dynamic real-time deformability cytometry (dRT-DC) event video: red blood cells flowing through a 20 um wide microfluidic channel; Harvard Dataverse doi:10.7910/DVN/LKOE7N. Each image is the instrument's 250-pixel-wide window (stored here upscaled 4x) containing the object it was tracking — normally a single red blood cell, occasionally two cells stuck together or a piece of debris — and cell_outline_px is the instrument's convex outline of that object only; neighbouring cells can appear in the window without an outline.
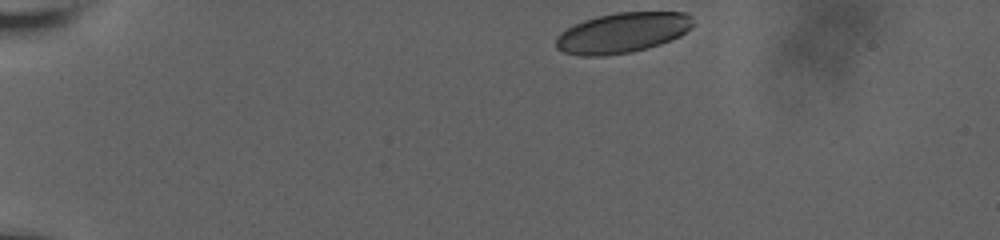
{"species": "human", "species_latin": "Homo sapiens", "temperature_condition": "room temperature", "stored_images_in_passage": 39, "camera_frame_rate_fps": 3000, "um_per_image_px": 0.085, "donor": {"sex": "male"}, "frame": {"image": 1, "passage_image": 1, "time_ms": 0.0, "image_size_px": [1000, 240], "cell_outline_px": [[692, 24], [680, 36], [660, 44], [632, 52], [604, 56], [580, 56], [564, 52], [556, 48], [556, 36], [560, 32], [584, 20], [596, 16], [616, 12], [684, 12], [692, 16]], "centroid_in_image_um": [52.87, 2.79], "position_along_channel_um": 32.1, "area_um2": 32.08}}
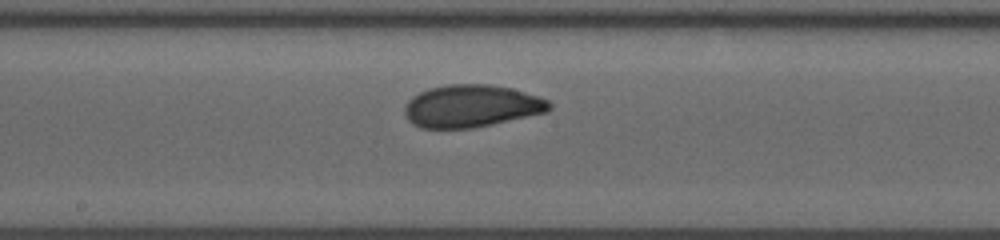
{"frame": {"image": 2, "passage_image": 22, "time_ms": 7.0, "image_size_px": [1000, 240], "cell_outline_px": [[552, 108], [548, 112], [492, 124], [472, 128], [420, 128], [412, 124], [408, 120], [404, 112], [404, 108], [408, 100], [412, 96], [428, 88], [448, 84], [488, 84], [512, 88], [540, 96], [548, 100], [552, 104]], "centroid_in_image_um": [40.08, 9.01], "position_along_channel_um": 208.1, "area_um2": 36.07}}
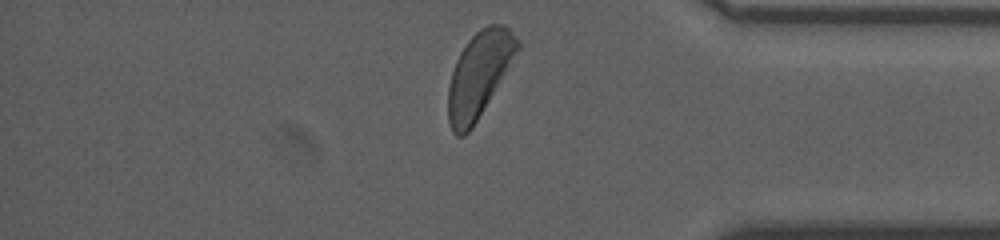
{"frame": {"image": 3, "passage_image": 38, "time_ms": 12.333, "image_size_px": [1000, 240], "cell_outline_px": [[520, 48], [472, 128], [464, 136], [456, 136], [452, 132], [448, 120], [448, 88], [452, 72], [456, 60], [460, 52], [468, 40], [480, 28], [488, 24], [504, 24], [520, 40]], "centroid_in_image_um": [40.71, 6.32], "position_along_channel_um": 394.5, "area_um2": 34.1}, "authors_computed_cell_mechanics": {"area_um2": 34.7378, "velocity_mm_per_s": 3.785, "shape_relaxation_time_tau1_ms": 4.2283, "shape_relaxation_time_tau2_ms": 1.3466, "deformation_change_tau1": 0.1383, "deformation_change_tau2": 0.0666}}